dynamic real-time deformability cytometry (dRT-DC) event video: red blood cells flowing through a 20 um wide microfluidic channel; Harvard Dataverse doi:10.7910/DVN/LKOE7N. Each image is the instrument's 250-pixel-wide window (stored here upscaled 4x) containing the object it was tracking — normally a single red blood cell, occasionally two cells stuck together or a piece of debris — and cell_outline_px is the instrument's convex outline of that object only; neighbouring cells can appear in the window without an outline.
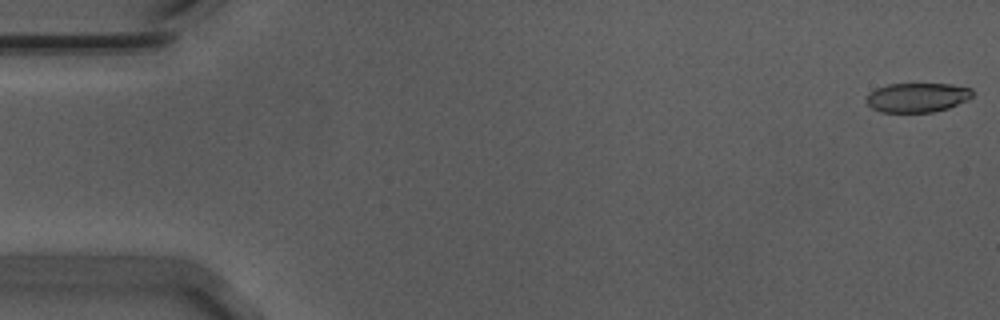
{"species": "Egyptian fruit bat (a non-hibernating species)", "species_latin": "Rousettus aegyptiacus", "temperature_condition": "warm", "stored_images_in_passage": 56, "camera_frame_rate_fps": 3000, "um_per_image_px": 0.085, "animal": {"sex": "male"}, "frame": {"image": 1, "passage_image": 1, "time_ms": 0.0, "image_size_px": [1000, 320], "cell_outline_px": [[972, 96], [968, 100], [948, 108], [932, 112], [880, 112], [872, 108], [864, 100], [876, 88], [888, 84], [952, 84], [972, 88]], "centroid_in_image_um": [77.98, 8.28], "position_along_channel_um": 7.0, "area_um2": 18.15}}
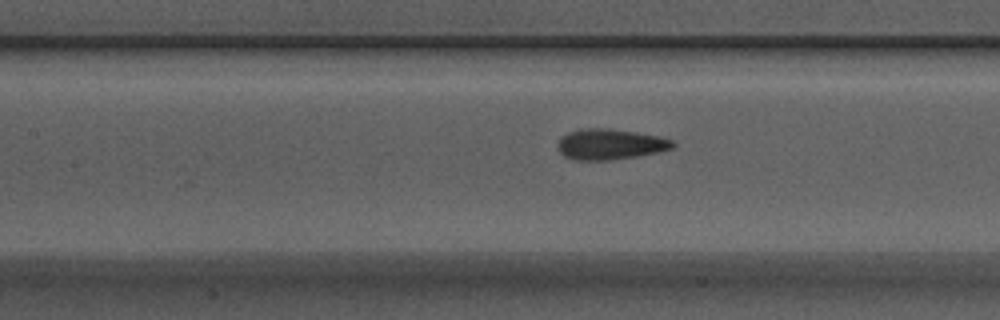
{"frame": {"image": 2, "passage_image": 25, "time_ms": 8.0, "image_size_px": [1000, 320], "cell_outline_px": [[676, 144], [672, 148], [656, 152], [636, 156], [608, 160], [572, 160], [564, 156], [560, 152], [556, 144], [560, 136], [568, 132], [580, 128], [608, 128], [636, 132], [656, 136], [672, 140]], "centroid_in_image_um": [51.78, 12.25], "position_along_channel_um": 155.6, "area_um2": 20.58}}
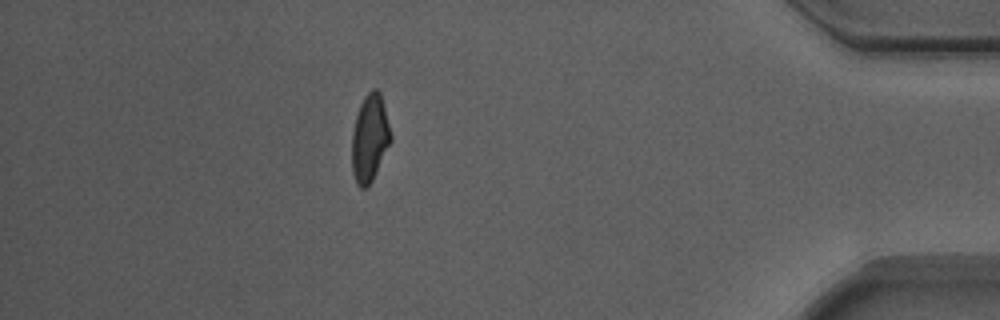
{"frame": {"image": 3, "passage_image": 49, "time_ms": 16.0, "image_size_px": [1000, 320], "cell_outline_px": [[392, 140], [368, 188], [360, 188], [356, 184], [352, 172], [352, 132], [356, 116], [360, 104], [364, 96], [372, 88], [376, 88], [380, 92], [392, 136]], "centroid_in_image_um": [31.42, 11.75], "position_along_channel_um": 403.8, "area_um2": 19.83}, "authors_computed_cell_mechanics": {"area_um2": 19.7676, "velocity_mm_per_s": 3.722, "shape_relaxation_time_tau1_ms": 7.4856, "shape_relaxation_time_tau2_ms": 1.3488, "deformation_change_tau1": 0.1988, "deformation_change_tau2": 0.0696}}